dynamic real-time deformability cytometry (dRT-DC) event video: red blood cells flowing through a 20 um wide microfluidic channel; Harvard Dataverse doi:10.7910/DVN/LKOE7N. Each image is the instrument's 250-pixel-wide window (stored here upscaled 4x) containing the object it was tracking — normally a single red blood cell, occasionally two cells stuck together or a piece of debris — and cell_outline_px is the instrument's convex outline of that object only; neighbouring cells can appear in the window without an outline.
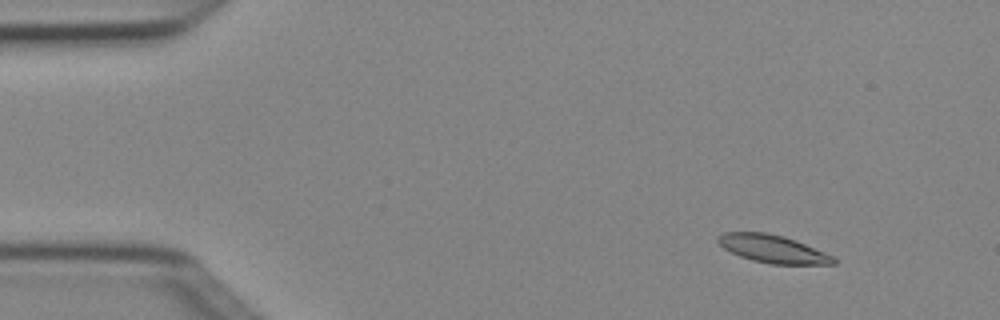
{"species": "Egyptian fruit bat (a non-hibernating species)", "species_latin": "Rousettus aegyptiacus", "temperature_condition": "cold", "stored_images_in_passage": 3, "camera_frame_rate_fps": 3000, "um_per_image_px": 0.085, "animal": {"sex": "female"}, "frame": {"image": 1, "passage_image": 1, "time_ms": 0.0, "image_size_px": [1000, 320], "cell_outline_px": [[836, 264], [772, 264], [752, 260], [740, 256], [724, 248], [716, 240], [724, 232], [764, 232], [784, 236], [796, 240], [836, 256]], "centroid_in_image_um": [65.75, 21.16], "position_along_channel_um": 19.3, "area_um2": 18.73}}
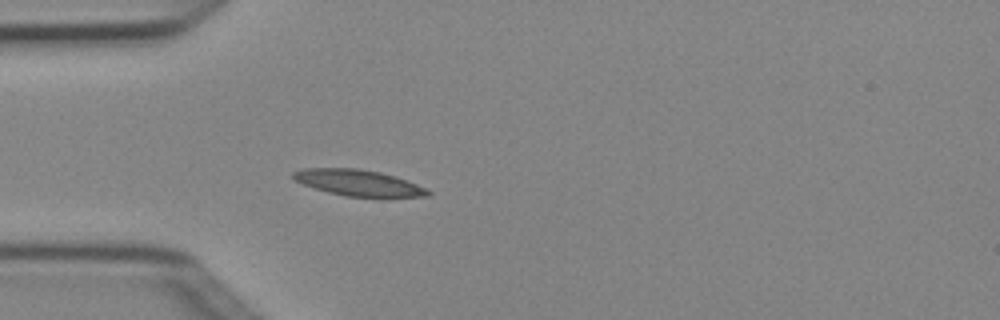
{"frame": {"image": 2, "passage_image": 3, "time_ms": 0.667, "image_size_px": [1000, 320], "cell_outline_px": [[432, 192], [428, 196], [344, 196], [328, 192], [304, 184], [296, 180], [292, 176], [292, 172], [304, 168], [360, 168], [380, 172], [396, 176], [408, 180], [428, 188]], "centroid_in_image_um": [30.5, 15.52], "position_along_channel_um": 54.5, "area_um2": 20.35}}